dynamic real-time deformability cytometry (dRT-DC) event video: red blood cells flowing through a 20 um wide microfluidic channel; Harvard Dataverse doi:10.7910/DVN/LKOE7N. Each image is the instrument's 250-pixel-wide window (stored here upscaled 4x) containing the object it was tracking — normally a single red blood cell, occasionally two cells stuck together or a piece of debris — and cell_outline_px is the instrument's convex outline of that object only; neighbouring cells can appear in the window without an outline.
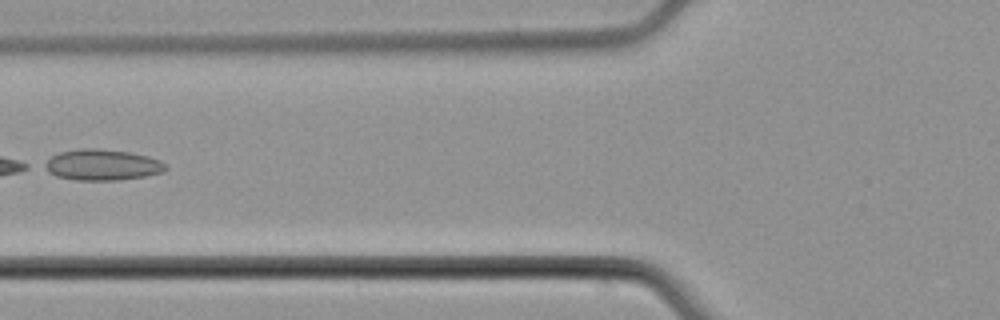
{"species": "common noctule bat (a hibernating species)", "species_latin": "Nyctalus noctula", "temperature_condition": "cold", "stored_images_in_passage": 6, "camera_frame_rate_fps": 3000, "um_per_image_px": 0.085, "animal": {"sex": "male", "body_mass_g": 21.5, "forearm_length_mm": 52.0}, "frame": {"image": 1, "passage_image": 5, "time_ms": 6.667, "image_size_px": [1000, 320], "cell_outline_px": [[168, 168], [164, 172], [144, 176], [120, 180], [76, 180], [56, 176], [40, 168], [40, 164], [52, 156], [60, 152], [80, 148], [96, 148], [128, 152], [148, 156], [160, 160]], "centroid_in_image_um": [8.62, 14.01], "position_along_channel_um": 117.2, "area_um2": 22.08}}
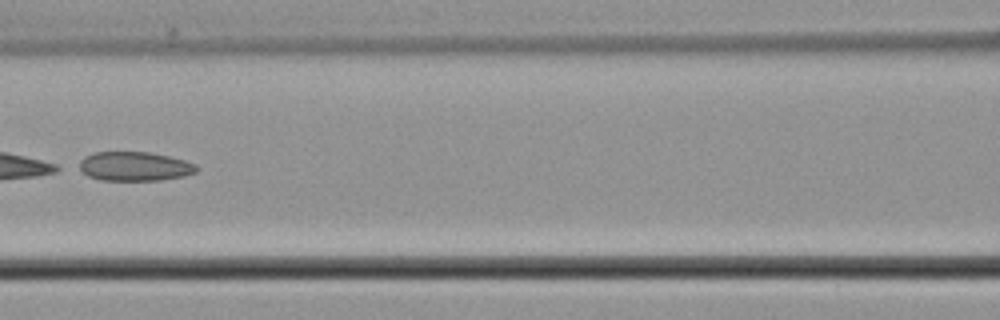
{"frame": {"image": 2, "passage_image": 6, "time_ms": 7.667, "image_size_px": [1000, 320], "cell_outline_px": [[200, 168], [196, 172], [184, 176], [160, 180], [100, 180], [88, 176], [76, 168], [80, 160], [84, 156], [96, 152], [152, 152], [184, 160], [196, 164]], "centroid_in_image_um": [11.42, 14.14], "position_along_channel_um": 155.2, "area_um2": 20.17}}